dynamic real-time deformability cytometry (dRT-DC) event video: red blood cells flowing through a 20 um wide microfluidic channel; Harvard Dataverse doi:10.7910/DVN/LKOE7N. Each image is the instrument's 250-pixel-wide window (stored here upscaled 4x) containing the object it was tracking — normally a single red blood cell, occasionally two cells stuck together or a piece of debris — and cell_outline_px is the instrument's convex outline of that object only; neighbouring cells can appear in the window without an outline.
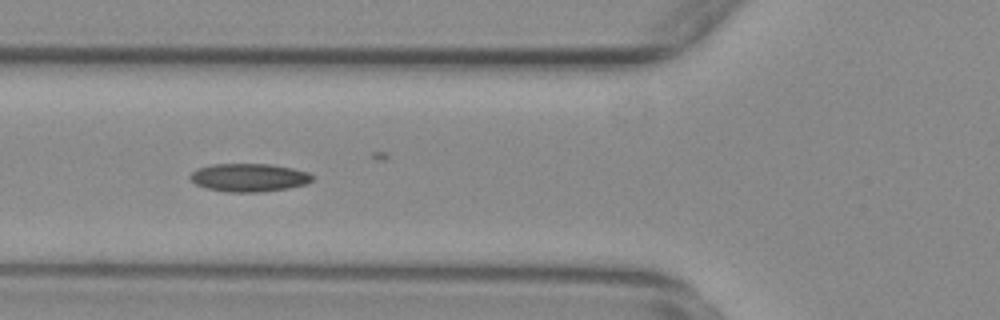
{"species": "common noctule bat (a hibernating species)", "species_latin": "Nyctalus noctula", "temperature_condition": "warm", "stored_images_in_passage": 42, "camera_frame_rate_fps": 3000, "um_per_image_px": 0.085, "animal": {"sex": "female", "body_mass_g": 29.2, "forearm_length_mm": 56.3}, "frame": {"image": 1, "passage_image": 6, "time_ms": 1.667, "image_size_px": [1000, 320], "cell_outline_px": [[316, 176], [308, 184], [288, 188], [260, 192], [228, 192], [208, 188], [196, 184], [188, 176], [196, 168], [212, 164], [272, 164], [292, 168], [308, 172]], "centroid_in_image_um": [21.2, 15.08], "position_along_channel_um": 104.6, "area_um2": 20.17}}
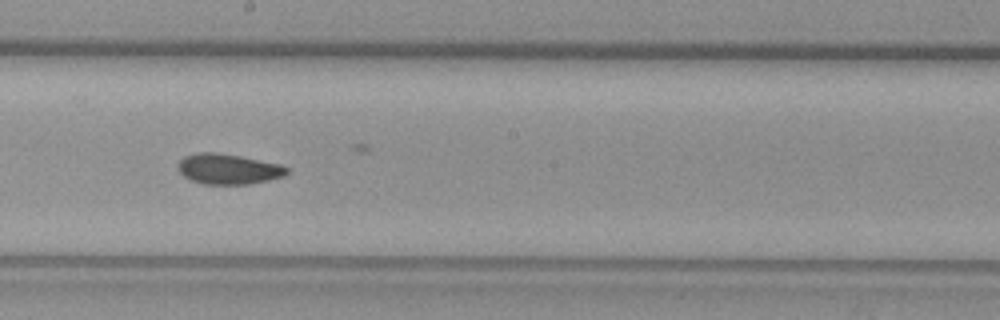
{"frame": {"image": 2, "passage_image": 16, "time_ms": 5.0, "image_size_px": [1000, 320], "cell_outline_px": [[288, 172], [284, 176], [268, 180], [248, 184], [204, 184], [188, 180], [176, 168], [176, 164], [184, 156], [196, 152], [216, 152], [240, 156], [280, 164], [288, 168]], "centroid_in_image_um": [19.35, 14.36], "position_along_channel_um": 228.9, "area_um2": 19.42}}
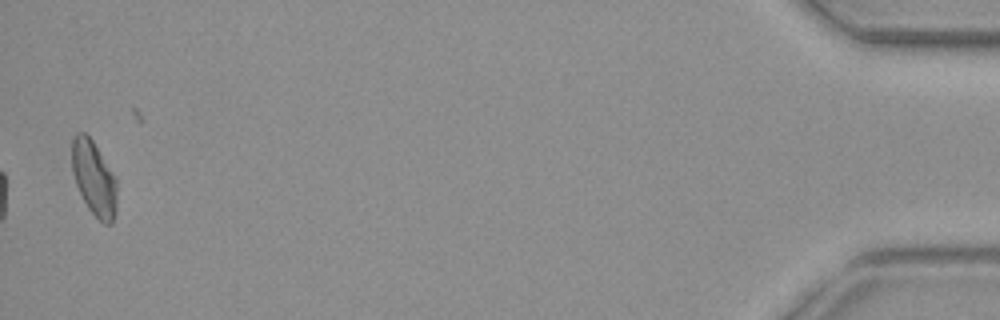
{"frame": {"image": 3, "passage_image": 40, "time_ms": 13.0, "image_size_px": [1000, 320], "cell_outline_px": [[116, 212], [112, 224], [104, 224], [88, 208], [76, 184], [72, 172], [72, 140], [76, 132], [84, 132], [92, 140], [116, 180]], "centroid_in_image_um": [7.97, 15.17], "position_along_channel_um": 427.2, "area_um2": 19.19}, "authors_computed_cell_mechanics": {"area_um2": 19.2763, "velocity_mm_per_s": 3.7277, "shape_relaxation_time_tau1_ms": 7.8986, "shape_relaxation_time_tau2_ms": 2.2213, "deformation_change_tau1": 0.1551, "deformation_change_tau2": 0.076}}